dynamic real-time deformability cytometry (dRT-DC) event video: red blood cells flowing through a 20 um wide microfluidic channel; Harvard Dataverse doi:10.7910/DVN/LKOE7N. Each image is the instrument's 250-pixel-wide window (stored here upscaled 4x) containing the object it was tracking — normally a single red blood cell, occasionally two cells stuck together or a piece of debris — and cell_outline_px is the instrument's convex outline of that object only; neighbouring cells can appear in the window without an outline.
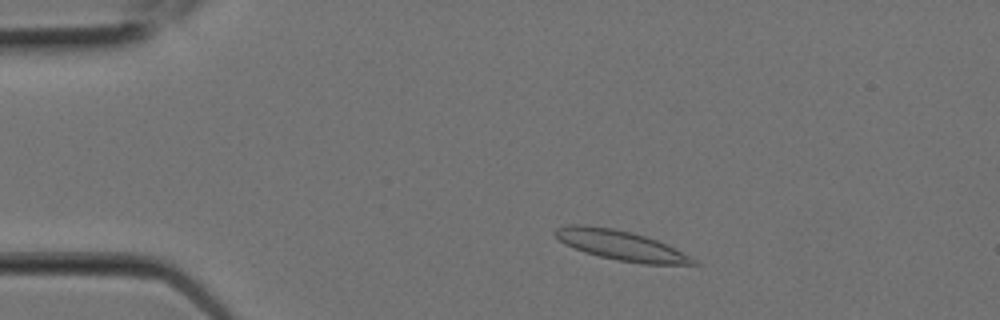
{"species": "Egyptian fruit bat (a non-hibernating species)", "species_latin": "Rousettus aegyptiacus", "temperature_condition": "room temperature", "stored_images_in_passage": 6, "camera_frame_rate_fps": 3000, "um_per_image_px": 0.085, "animal": {"sex": "female"}, "frame": {"image": 1, "passage_image": 1, "time_ms": 0.0, "image_size_px": [1000, 320], "cell_outline_px": [[700, 264], [644, 264], [616, 260], [584, 252], [564, 244], [552, 232], [556, 228], [568, 224], [580, 224], [612, 228], [632, 232], [656, 240], [696, 260]], "centroid_in_image_um": [52.68, 20.84], "position_along_channel_um": 32.3, "area_um2": 23.58}}
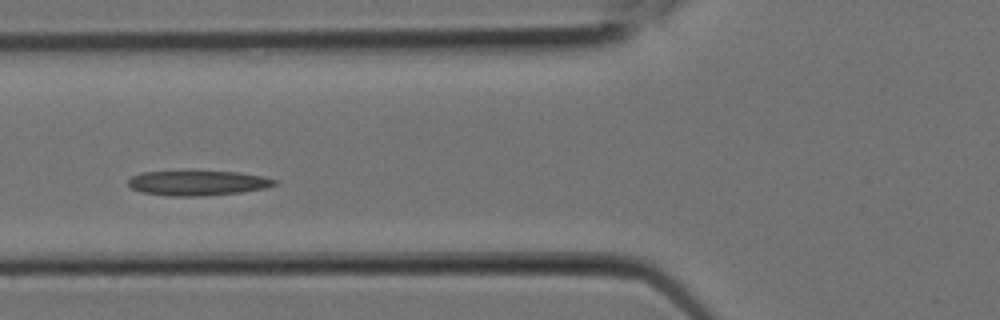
{"frame": {"image": 2, "passage_image": 5, "time_ms": 1.333, "image_size_px": [1000, 320], "cell_outline_px": [[276, 184], [268, 188], [240, 192], [204, 196], [168, 196], [140, 192], [132, 188], [128, 184], [128, 180], [132, 176], [140, 172], [188, 168], [240, 172], [264, 176], [276, 180]], "centroid_in_image_um": [16.77, 15.5], "position_along_channel_um": 109.0, "area_um2": 22.6}}
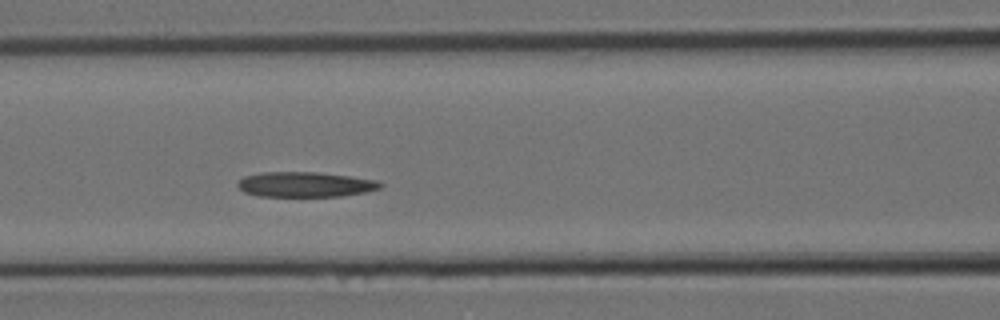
{"frame": {"image": 3, "passage_image": 6, "time_ms": 1.667, "image_size_px": [1000, 320], "cell_outline_px": [[384, 184], [380, 188], [364, 192], [340, 196], [260, 196], [244, 192], [236, 184], [244, 176], [260, 172], [316, 172], [348, 176], [376, 180]], "centroid_in_image_um": [25.92, 15.67], "position_along_channel_um": 140.7, "area_um2": 20.69}}